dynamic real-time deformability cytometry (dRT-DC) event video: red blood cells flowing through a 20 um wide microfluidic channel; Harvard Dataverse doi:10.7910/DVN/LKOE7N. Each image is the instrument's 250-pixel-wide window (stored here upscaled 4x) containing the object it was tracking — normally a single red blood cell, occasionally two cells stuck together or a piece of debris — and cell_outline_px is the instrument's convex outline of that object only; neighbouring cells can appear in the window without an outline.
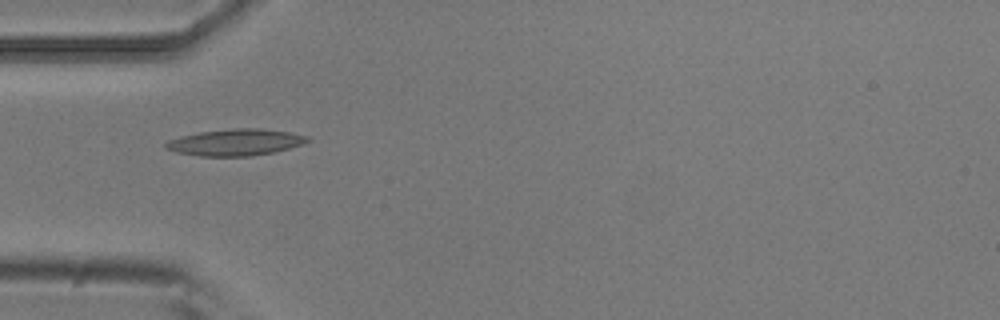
{"species": "common noctule bat (a hibernating species)", "species_latin": "Nyctalus noctula", "temperature_condition": "room temperature", "stored_images_in_passage": 2, "camera_frame_rate_fps": 3000, "um_per_image_px": 0.085, "animal": {"sex": "male", "body_mass_g": 20.5, "forearm_length_mm": 52.5}, "frame": {"image": 1, "passage_image": 1, "time_ms": 0.0, "image_size_px": [1000, 320], "cell_outline_px": [[312, 140], [288, 148], [272, 152], [252, 156], [200, 156], [176, 152], [164, 148], [164, 144], [168, 140], [180, 136], [200, 132], [232, 128], [260, 128], [288, 132], [308, 136]], "centroid_in_image_um": [19.98, 12.09], "position_along_channel_um": 65.0, "area_um2": 21.85}}